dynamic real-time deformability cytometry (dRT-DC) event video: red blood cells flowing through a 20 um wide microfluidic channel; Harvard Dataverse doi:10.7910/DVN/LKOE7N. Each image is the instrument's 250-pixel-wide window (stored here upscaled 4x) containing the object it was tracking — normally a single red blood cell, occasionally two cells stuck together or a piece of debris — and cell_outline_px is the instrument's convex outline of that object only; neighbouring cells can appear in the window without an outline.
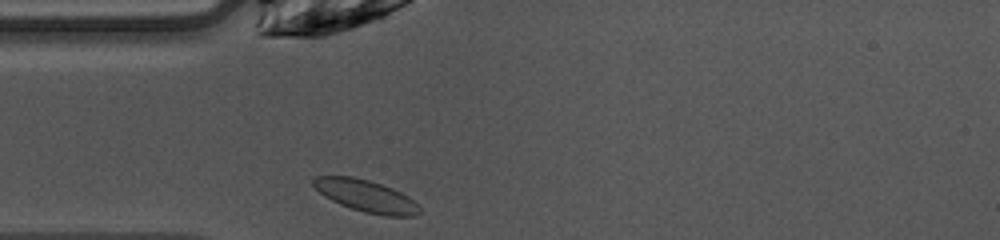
{"species": "common noctule bat (a hibernating species)", "species_latin": "Nyctalus noctula", "temperature_condition": "warm", "stored_images_in_passage": 27, "camera_frame_rate_fps": 3000, "um_per_image_px": 0.085, "animal": {"sex": "female", "body_mass_g": 10.0, "forearm_length_mm": 53.1}, "frame": {"image": 1, "passage_image": 1, "time_ms": 0.0, "image_size_px": [1000, 240], "cell_outline_px": [[420, 212], [416, 216], [384, 216], [364, 212], [340, 204], [324, 196], [312, 184], [312, 180], [316, 176], [352, 176], [368, 180], [392, 188], [408, 196], [420, 208]], "centroid_in_image_um": [31.11, 16.66], "position_along_channel_um": 53.9, "area_um2": 19.59}}
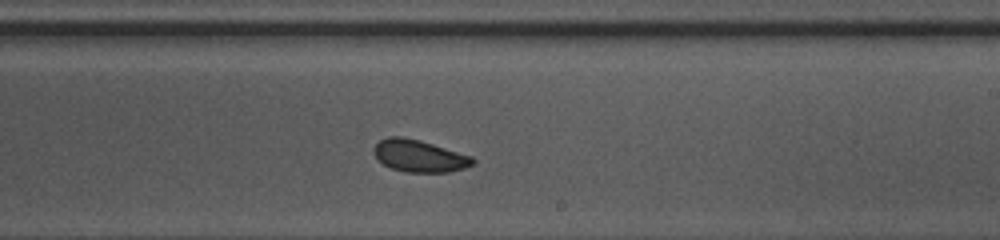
{"frame": {"image": 2, "passage_image": 16, "time_ms": 5.0, "image_size_px": [1000, 240], "cell_outline_px": [[476, 164], [464, 168], [448, 172], [404, 172], [392, 168], [384, 164], [372, 152], [372, 148], [380, 140], [388, 136], [404, 136], [420, 140], [472, 156], [476, 160]], "centroid_in_image_um": [35.65, 13.25], "position_along_channel_um": 253.4, "area_um2": 18.61}}
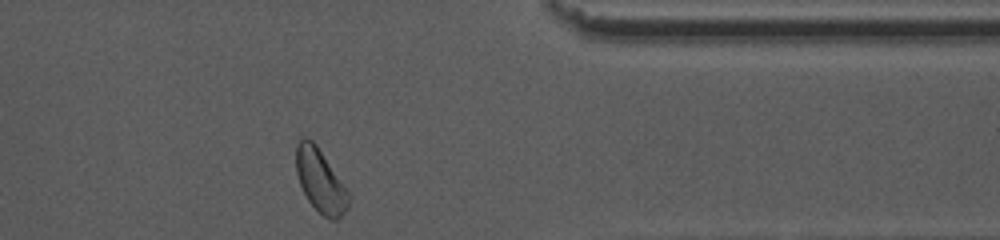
{"frame": {"image": 3, "passage_image": 27, "time_ms": 8.667, "image_size_px": [1000, 240], "cell_outline_px": [[352, 196], [348, 208], [340, 220], [332, 220], [324, 216], [308, 200], [300, 184], [296, 172], [296, 144], [300, 136], [304, 136], [312, 140], [316, 144]], "centroid_in_image_um": [27.25, 15.37], "position_along_channel_um": 384.1, "area_um2": 19.54}, "authors_computed_cell_mechanics": {"area_um2": 18.6694, "velocity_mm_per_s": 4.0275, "shape_relaxation_time_tau1_ms": 3.4244, "shape_relaxation_time_tau2_ms": null, "deformation_change_tau1": 0.0802, "deformation_change_tau2": null}}